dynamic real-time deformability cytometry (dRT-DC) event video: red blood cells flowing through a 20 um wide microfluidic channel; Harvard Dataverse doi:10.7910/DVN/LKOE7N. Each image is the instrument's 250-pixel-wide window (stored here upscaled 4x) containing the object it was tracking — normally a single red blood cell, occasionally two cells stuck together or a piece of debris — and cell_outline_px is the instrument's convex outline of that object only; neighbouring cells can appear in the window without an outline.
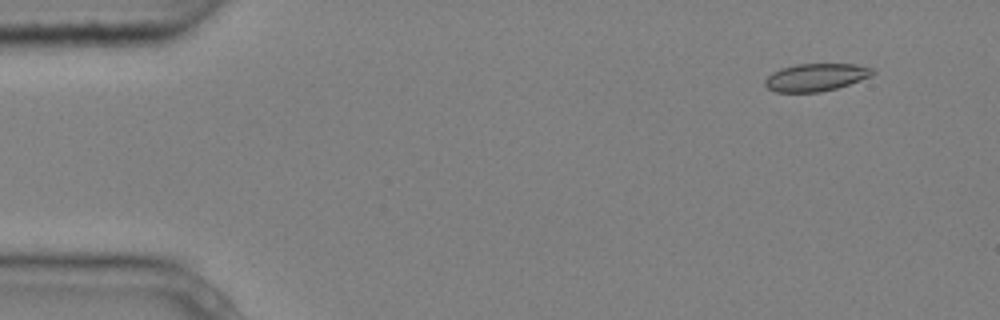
{"species": "common noctule bat (a hibernating species)", "species_latin": "Nyctalus noctula", "temperature_condition": "cold", "stored_images_in_passage": 6, "camera_frame_rate_fps": 3000, "um_per_image_px": 0.085, "animal": {"sex": "male", "body_mass_g": 20.4}, "frame": {"image": 1, "passage_image": 2, "time_ms": 0.333, "image_size_px": [1000, 320], "cell_outline_px": [[876, 72], [872, 76], [836, 88], [820, 92], [776, 92], [768, 88], [764, 84], [764, 80], [772, 72], [780, 68], [796, 64], [856, 64], [872, 68]], "centroid_in_image_um": [69.34, 6.56], "position_along_channel_um": 15.7, "area_um2": 17.34}}
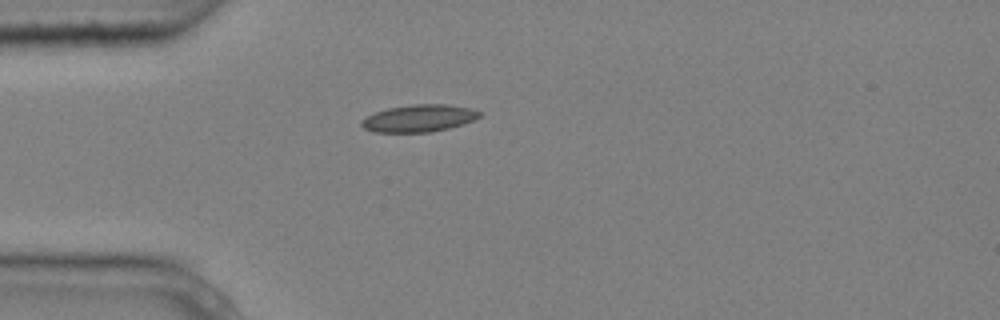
{"frame": {"image": 2, "passage_image": 5, "time_ms": 1.333, "image_size_px": [1000, 320], "cell_outline_px": [[480, 116], [472, 120], [448, 128], [432, 132], [372, 132], [364, 128], [360, 124], [360, 120], [376, 112], [388, 108], [412, 104], [448, 104], [468, 108], [480, 112]], "centroid_in_image_um": [35.56, 10.05], "position_along_channel_um": 49.4, "area_um2": 18.5}}